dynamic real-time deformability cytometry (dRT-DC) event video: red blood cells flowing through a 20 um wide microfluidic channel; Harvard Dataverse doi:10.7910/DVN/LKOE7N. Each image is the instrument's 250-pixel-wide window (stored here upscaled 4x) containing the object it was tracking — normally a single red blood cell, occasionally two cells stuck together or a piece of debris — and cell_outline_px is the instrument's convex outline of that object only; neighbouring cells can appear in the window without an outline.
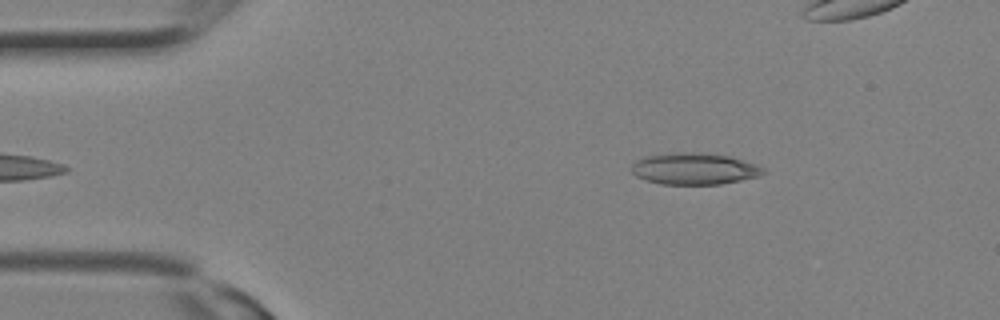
{"species": "Egyptian fruit bat (a non-hibernating species)", "species_latin": "Rousettus aegyptiacus", "temperature_condition": "room temperature", "stored_images_in_passage": 10, "camera_frame_rate_fps": 3000, "um_per_image_px": 0.085, "animal": {"sex": "female"}, "frame": {"image": 1, "passage_image": 1, "time_ms": 0.0, "image_size_px": [1000, 320], "cell_outline_px": [[764, 172], [756, 176], [740, 180], [720, 184], [660, 184], [644, 180], [636, 176], [632, 172], [632, 164], [636, 160], [644, 156], [672, 152], [692, 152], [728, 156], [756, 164], [764, 168]], "centroid_in_image_um": [58.94, 14.34], "position_along_channel_um": 26.1, "area_um2": 24.1}}
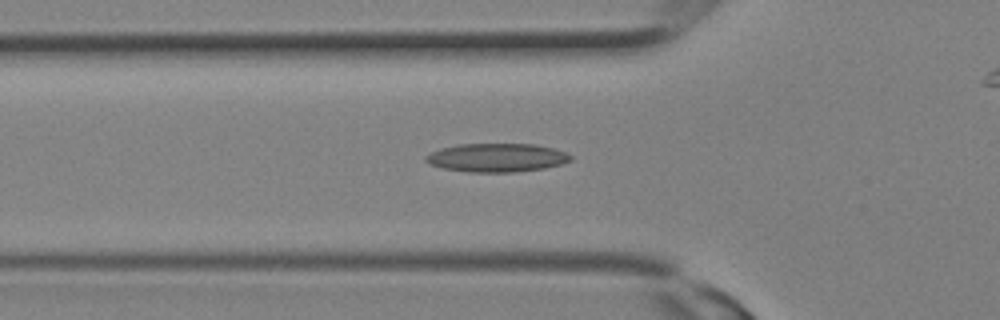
{"frame": {"image": 2, "passage_image": 6, "time_ms": 1.667, "image_size_px": [1000, 320], "cell_outline_px": [[572, 160], [560, 164], [544, 168], [512, 172], [468, 172], [440, 168], [428, 164], [424, 160], [424, 156], [440, 148], [456, 144], [536, 144], [552, 148], [564, 152], [572, 156]], "centroid_in_image_um": [42.16, 13.4], "position_along_channel_um": 83.6, "area_um2": 24.22}}
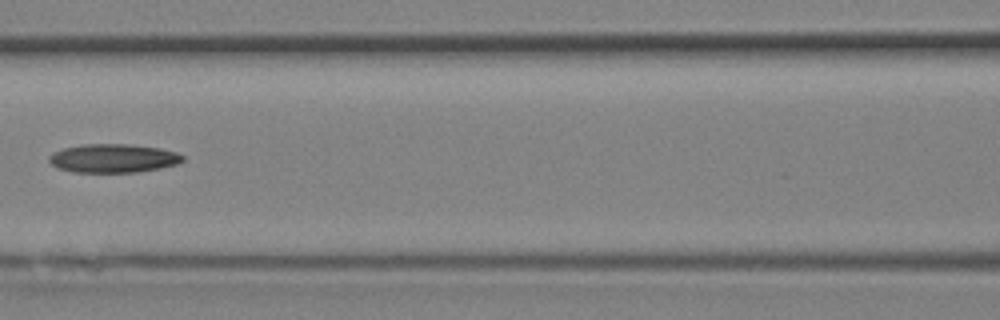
{"frame": {"image": 3, "passage_image": 9, "time_ms": 2.667, "image_size_px": [1000, 320], "cell_outline_px": [[184, 160], [176, 164], [160, 168], [136, 172], [72, 172], [60, 168], [52, 164], [48, 160], [48, 156], [52, 152], [64, 148], [84, 144], [128, 144], [160, 148], [176, 152], [184, 156]], "centroid_in_image_um": [9.62, 13.45], "position_along_channel_um": 157.0, "area_um2": 22.25}}